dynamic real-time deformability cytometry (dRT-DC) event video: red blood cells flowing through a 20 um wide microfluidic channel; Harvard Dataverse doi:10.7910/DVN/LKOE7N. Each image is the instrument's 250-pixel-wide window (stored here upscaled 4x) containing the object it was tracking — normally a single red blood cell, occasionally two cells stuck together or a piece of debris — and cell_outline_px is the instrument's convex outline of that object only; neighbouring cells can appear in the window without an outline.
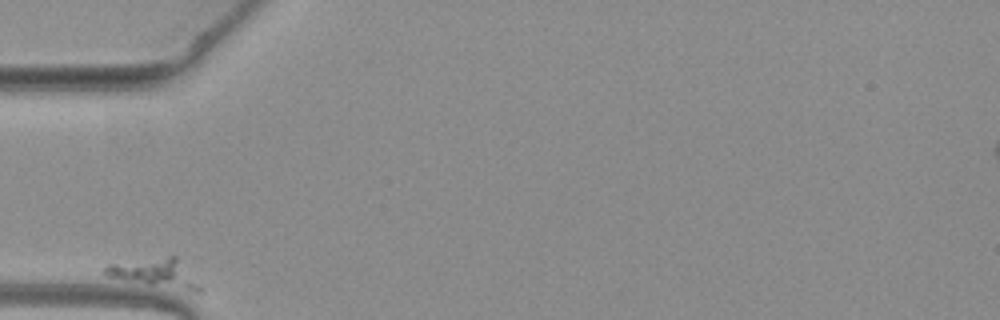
{"species": "common noctule bat (a hibernating species)", "species_latin": "Nyctalus noctula", "temperature_condition": "warm", "stored_images_in_passage": 11, "camera_frame_rate_fps": 3000, "um_per_image_px": 0.085, "animal": {"sex": "female", "body_mass_g": 19.3, "forearm_length_mm": 54.1}, "frame": {"image": 1, "passage_image": 1, "time_ms": 0.0, "image_size_px": [1000, 320], "cell_outline_px": [[204, 292], [200, 292], [152, 284], [108, 276], [104, 272], [104, 268], [108, 264], [168, 256], [176, 256], [204, 288]], "centroid_in_image_um": [13.28, 23.19], "position_along_channel_um": 71.7, "area_um2": 15.03}}
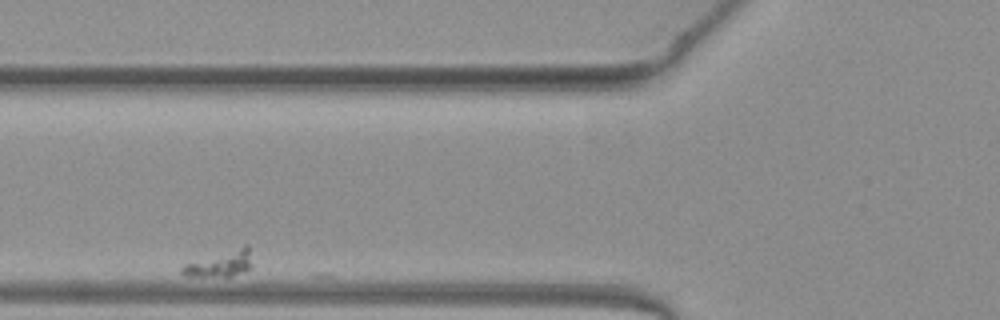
{"frame": {"image": 2, "passage_image": 5, "time_ms": 1.333, "image_size_px": [1000, 320], "cell_outline_px": [[252, 268], [244, 272], [232, 276], [184, 276], [180, 272], [180, 268], [184, 264], [244, 244], [248, 244], [252, 248]], "centroid_in_image_um": [18.81, 22.38], "position_along_channel_um": 107.0, "area_um2": 11.04}}
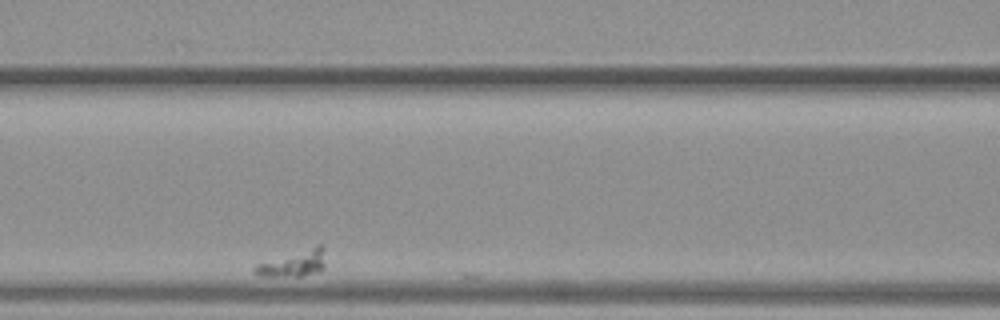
{"frame": {"image": 3, "passage_image": 9, "time_ms": 2.667, "image_size_px": [1000, 320], "cell_outline_px": [[324, 268], [320, 272], [304, 276], [256, 276], [252, 272], [252, 268], [256, 264], [316, 244], [320, 244], [324, 248]], "centroid_in_image_um": [24.95, 22.39], "position_along_channel_um": 141.7, "area_um2": 11.16}}